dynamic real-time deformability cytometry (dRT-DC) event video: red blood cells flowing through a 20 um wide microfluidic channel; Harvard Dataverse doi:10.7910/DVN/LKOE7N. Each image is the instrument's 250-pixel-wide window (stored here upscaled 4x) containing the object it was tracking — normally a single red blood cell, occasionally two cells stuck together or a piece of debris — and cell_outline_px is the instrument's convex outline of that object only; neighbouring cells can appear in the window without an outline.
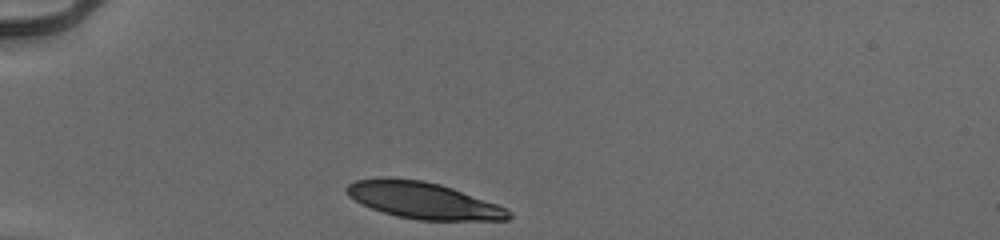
{"species": "human", "species_latin": "Homo sapiens", "temperature_condition": "cold", "stored_images_in_passage": 31, "camera_frame_rate_fps": 3000, "um_per_image_px": 0.085, "donor": {"sex": "male"}, "frame": {"image": 1, "passage_image": 1, "time_ms": 0.0, "image_size_px": [1000, 240], "cell_outline_px": [[512, 216], [508, 220], [416, 220], [396, 216], [372, 208], [348, 196], [344, 192], [344, 188], [348, 184], [356, 180], [424, 180], [440, 184], [452, 188], [496, 204], [512, 212]], "centroid_in_image_um": [36.02, 17.07], "position_along_channel_um": 49.0, "area_um2": 33.58}}
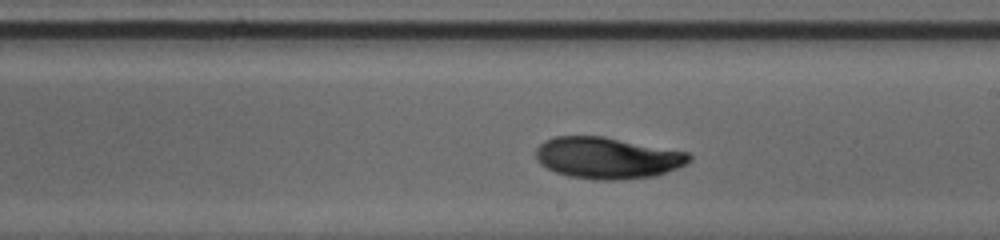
{"frame": {"image": 2, "passage_image": 18, "time_ms": 5.667, "image_size_px": [1000, 240], "cell_outline_px": [[692, 160], [688, 164], [656, 176], [616, 180], [592, 180], [568, 176], [556, 172], [540, 164], [536, 160], [536, 148], [544, 140], [556, 136], [604, 136], [688, 152], [692, 156]], "centroid_in_image_um": [51.64, 13.42], "position_along_channel_um": 237.4, "area_um2": 37.4}}
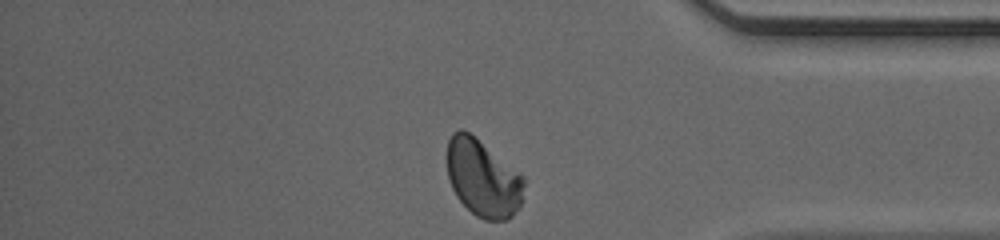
{"frame": {"image": 3, "passage_image": 31, "time_ms": 10.0, "image_size_px": [1000, 240], "cell_outline_px": [[524, 184], [520, 204], [512, 216], [504, 220], [484, 220], [476, 216], [456, 196], [452, 188], [448, 176], [444, 156], [448, 140], [452, 132], [460, 128], [464, 128], [524, 176]], "centroid_in_image_um": [40.99, 15.1], "position_along_channel_um": 394.2, "area_um2": 34.8}, "authors_computed_cell_mechanics": {"area_um2": 35.7204, "velocity_mm_per_s": 3.9192, "shape_relaxation_time_tau1_ms": 3.8253, "shape_relaxation_time_tau2_ms": null, "deformation_change_tau1": 0.1411, "deformation_change_tau2": null}}